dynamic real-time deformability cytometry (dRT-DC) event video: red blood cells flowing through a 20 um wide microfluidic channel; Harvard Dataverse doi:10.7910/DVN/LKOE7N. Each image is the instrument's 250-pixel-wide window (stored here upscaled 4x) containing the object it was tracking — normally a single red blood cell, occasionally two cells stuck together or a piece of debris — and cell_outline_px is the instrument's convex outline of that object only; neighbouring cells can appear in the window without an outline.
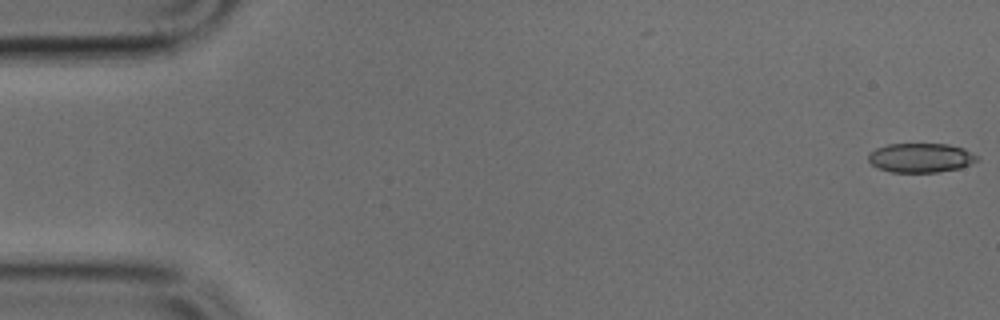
{"species": "common noctule bat (a hibernating species)", "species_latin": "Nyctalus noctula", "temperature_condition": "cold", "stored_images_in_passage": 49, "camera_frame_rate_fps": 3000, "um_per_image_px": 0.085, "animal": {"sex": "male", "body_mass_g": 17.9, "forearm_length_mm": 54.2}, "frame": {"image": 1, "passage_image": 1, "time_ms": 0.0, "image_size_px": [1000, 320], "cell_outline_px": [[980, 160], [960, 168], [936, 172], [892, 172], [880, 168], [872, 164], [868, 160], [868, 152], [876, 148], [888, 144], [948, 144], [964, 148], [980, 156]], "centroid_in_image_um": [78.3, 13.4], "position_along_channel_um": 6.7, "area_um2": 18.67}}
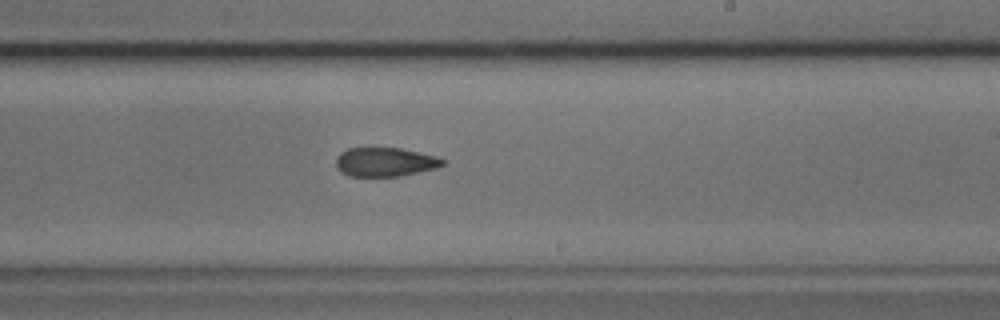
{"frame": {"image": 2, "passage_image": 29, "time_ms": 9.333, "image_size_px": [1000, 320], "cell_outline_px": [[444, 164], [436, 168], [400, 176], [348, 176], [340, 172], [336, 164], [336, 156], [340, 152], [348, 148], [368, 144], [400, 148], [436, 156], [444, 160]], "centroid_in_image_um": [32.65, 13.72], "position_along_channel_um": 256.4, "area_um2": 18.73}}
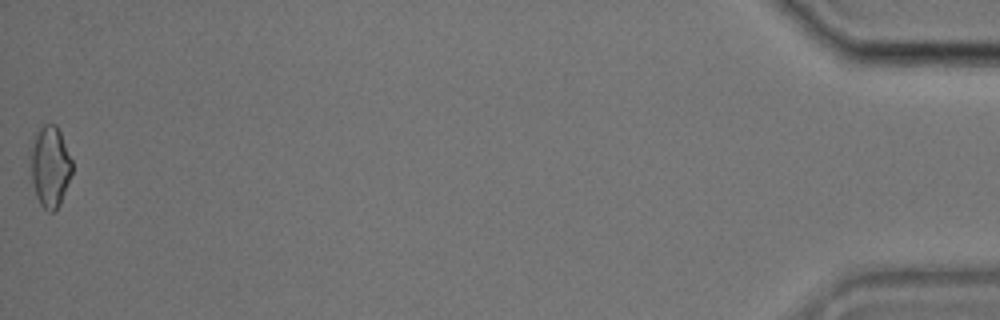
{"frame": {"image": 3, "passage_image": 49, "time_ms": 16.0, "image_size_px": [1000, 320], "cell_outline_px": [[72, 172], [60, 204], [52, 212], [48, 212], [40, 204], [36, 196], [32, 180], [28, 156], [36, 132], [44, 124], [56, 124], [60, 132], [72, 160]], "centroid_in_image_um": [4.23, 14.14], "position_along_channel_um": 431.0, "area_um2": 19.71}}